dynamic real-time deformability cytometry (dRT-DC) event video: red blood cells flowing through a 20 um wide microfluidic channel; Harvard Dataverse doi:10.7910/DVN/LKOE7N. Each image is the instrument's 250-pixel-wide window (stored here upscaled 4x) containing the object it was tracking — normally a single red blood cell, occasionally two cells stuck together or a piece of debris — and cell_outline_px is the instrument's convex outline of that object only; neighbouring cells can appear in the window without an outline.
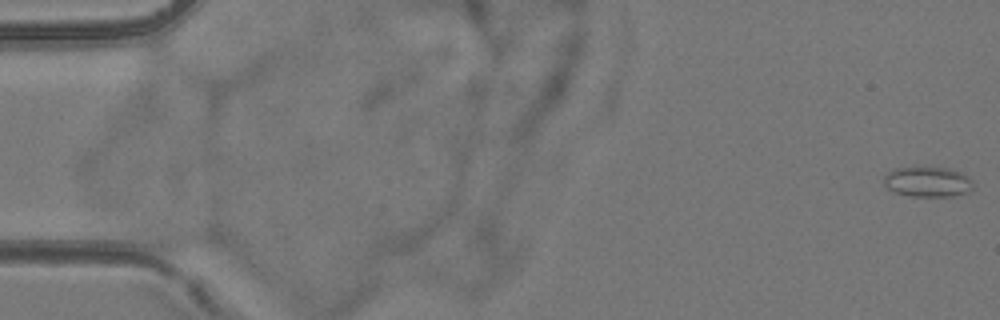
{"species": "common noctule bat (a hibernating species)", "species_latin": "Nyctalus noctula", "temperature_condition": "room temperature", "stored_images_in_passage": 10, "camera_frame_rate_fps": 3000, "um_per_image_px": 0.085, "animal": {"sex": "female", "body_mass_g": 24.6, "forearm_length_mm": 56.2}, "frame": {"image": 1, "passage_image": 1, "time_ms": 0.0, "image_size_px": [1000, 320], "cell_outline_px": [[972, 188], [964, 192], [952, 196], [908, 196], [896, 192], [888, 188], [884, 184], [884, 176], [892, 168], [916, 164], [948, 168], [960, 172], [968, 176], [972, 180]], "centroid_in_image_um": [78.79, 15.39], "position_along_channel_um": 6.2, "area_um2": 16.24}}
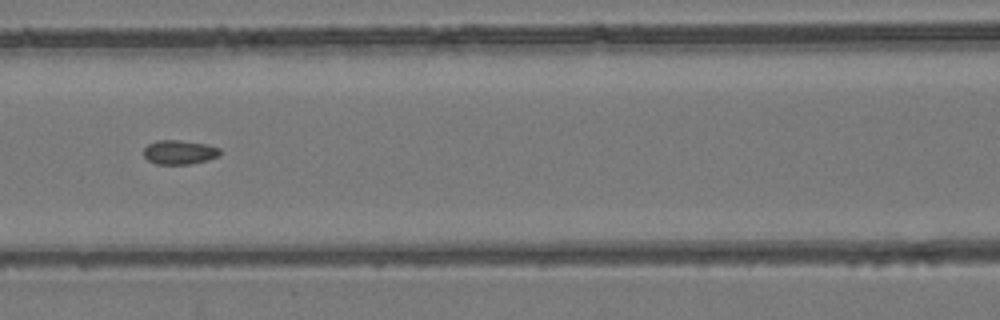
{"frame": {"image": 2, "passage_image": 8, "time_ms": 8.0, "image_size_px": [1000, 320], "cell_outline_px": [[220, 152], [216, 156], [208, 160], [188, 164], [156, 164], [148, 160], [144, 156], [144, 148], [148, 144], [156, 140], [180, 140], [208, 144], [220, 148]], "centroid_in_image_um": [15.23, 12.93], "position_along_channel_um": 151.4, "area_um2": 10.75}}
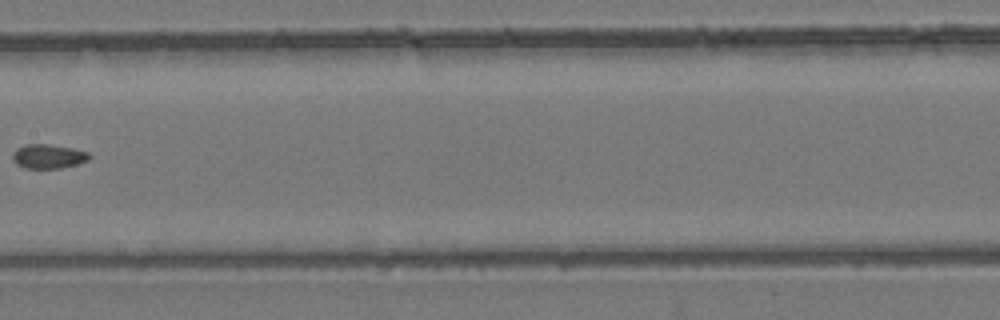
{"frame": {"image": 3, "passage_image": 9, "time_ms": 9.333, "image_size_px": [1000, 320], "cell_outline_px": [[92, 156], [88, 160], [76, 164], [60, 168], [24, 168], [16, 164], [12, 160], [12, 152], [16, 148], [24, 144], [48, 144], [72, 148], [88, 152]], "centroid_in_image_um": [4.07, 13.28], "position_along_channel_um": 203.3, "area_um2": 10.92}}